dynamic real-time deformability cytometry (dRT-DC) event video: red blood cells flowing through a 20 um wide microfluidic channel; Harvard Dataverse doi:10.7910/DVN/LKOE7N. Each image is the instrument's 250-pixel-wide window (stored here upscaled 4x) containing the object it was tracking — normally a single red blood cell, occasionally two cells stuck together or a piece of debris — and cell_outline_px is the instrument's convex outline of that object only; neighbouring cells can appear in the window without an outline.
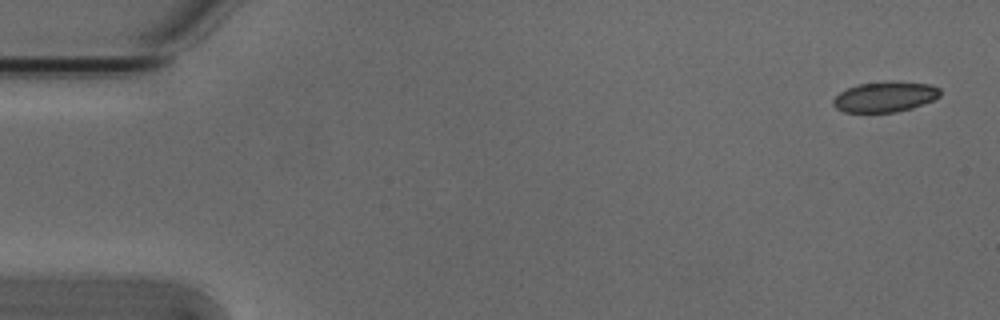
{"species": "Egyptian fruit bat (a non-hibernating species)", "species_latin": "Rousettus aegyptiacus", "temperature_condition": "cold", "stored_images_in_passage": 5, "camera_frame_rate_fps": 3000, "um_per_image_px": 0.085, "animal": {"sex": "male"}, "frame": {"image": 1, "passage_image": 1, "time_ms": 0.0, "image_size_px": [1000, 320], "cell_outline_px": [[940, 96], [932, 100], [912, 108], [896, 112], [844, 112], [836, 108], [832, 104], [832, 100], [840, 92], [856, 84], [928, 84], [940, 88]], "centroid_in_image_um": [75.17, 8.28], "position_along_channel_um": 9.8, "area_um2": 18.03}}
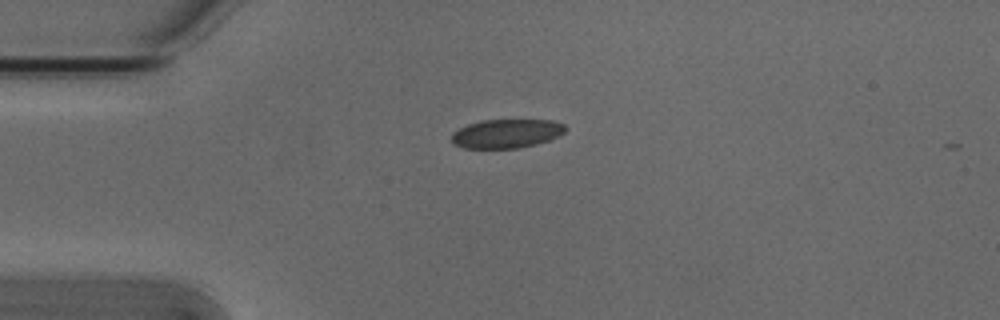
{"frame": {"image": 2, "passage_image": 4, "time_ms": 1.0, "image_size_px": [1000, 320], "cell_outline_px": [[568, 128], [560, 136], [536, 144], [520, 148], [464, 148], [452, 144], [452, 132], [468, 124], [480, 120], [552, 120], [564, 124]], "centroid_in_image_um": [43.06, 11.35], "position_along_channel_um": 41.9, "area_um2": 19.31}}